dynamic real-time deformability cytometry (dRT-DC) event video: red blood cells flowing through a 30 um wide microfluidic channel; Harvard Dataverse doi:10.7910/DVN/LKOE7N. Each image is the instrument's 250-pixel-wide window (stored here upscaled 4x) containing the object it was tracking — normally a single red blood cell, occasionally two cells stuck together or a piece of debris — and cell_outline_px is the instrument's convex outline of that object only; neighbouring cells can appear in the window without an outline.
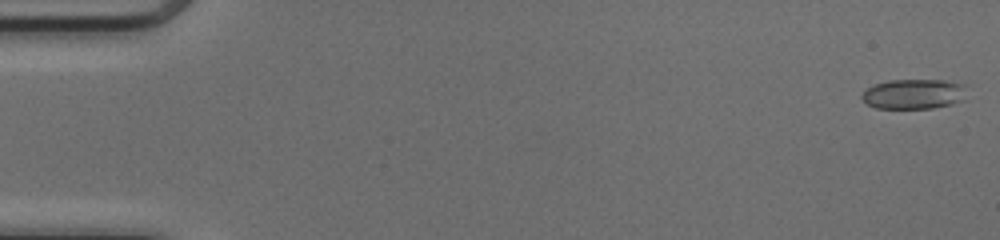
{"species": "common noctule bat (a hibernating species)", "species_latin": "Nyctalus noctula", "temperature_condition": "cold", "stored_images_in_passage": 27, "camera_frame_rate_fps": 3000, "um_per_image_px": 0.085, "animal": {"sex": "female", "body_mass_g": 17.0, "forearm_length_mm": 48.0}, "frame": {"image": 1, "passage_image": 1, "time_ms": 0.0, "image_size_px": [1000, 240], "cell_outline_px": [[964, 100], [952, 104], [932, 108], [876, 108], [868, 104], [860, 96], [868, 88], [876, 84], [888, 80], [944, 80], [964, 84]], "centroid_in_image_um": [77.68, 7.99], "position_along_channel_um": 7.3, "area_um2": 18.15}}
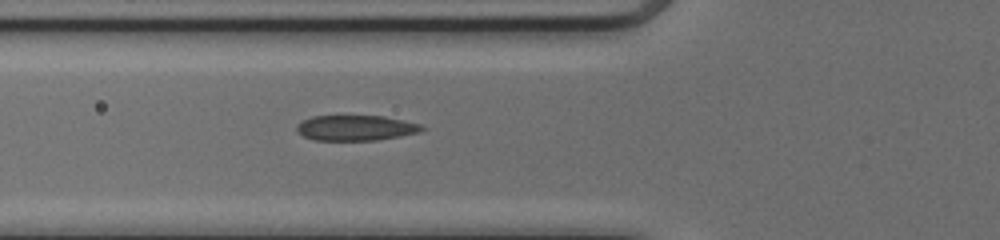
{"frame": {"image": 2, "passage_image": 19, "time_ms": 6.0, "image_size_px": [1000, 240], "cell_outline_px": [[428, 128], [420, 132], [400, 136], [376, 140], [312, 140], [296, 132], [296, 128], [304, 120], [312, 116], [384, 116], [404, 120], [420, 124]], "centroid_in_image_um": [30.28, 10.87], "position_along_channel_um": 95.5, "area_um2": 18.5}}
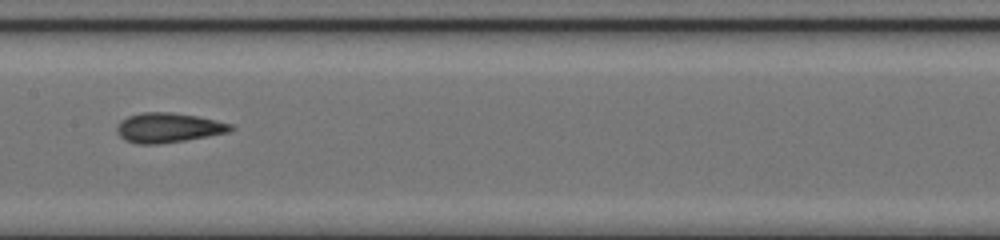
{"frame": {"image": 3, "passage_image": 26, "time_ms": 8.333, "image_size_px": [1000, 240], "cell_outline_px": [[236, 128], [228, 132], [208, 136], [160, 144], [136, 144], [124, 140], [116, 132], [116, 128], [120, 120], [128, 116], [144, 112], [172, 112], [196, 116], [232, 124]], "centroid_in_image_um": [14.27, 10.86], "position_along_channel_um": 193.1, "area_um2": 19.71}}